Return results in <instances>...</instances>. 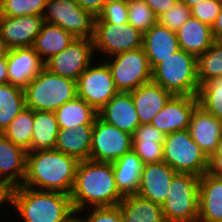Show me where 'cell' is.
<instances>
[{
  "label": "cell",
  "instance_id": "6da1fadb",
  "mask_svg": "<svg viewBox=\"0 0 222 222\" xmlns=\"http://www.w3.org/2000/svg\"><path fill=\"white\" fill-rule=\"evenodd\" d=\"M70 198L76 214L90 207L118 206L124 196L116 186L112 163L79 161Z\"/></svg>",
  "mask_w": 222,
  "mask_h": 222
},
{
  "label": "cell",
  "instance_id": "7a4b0ae2",
  "mask_svg": "<svg viewBox=\"0 0 222 222\" xmlns=\"http://www.w3.org/2000/svg\"><path fill=\"white\" fill-rule=\"evenodd\" d=\"M9 207L14 209L11 218L18 219L14 222H73L77 218L70 195L23 185L9 190Z\"/></svg>",
  "mask_w": 222,
  "mask_h": 222
},
{
  "label": "cell",
  "instance_id": "3957f363",
  "mask_svg": "<svg viewBox=\"0 0 222 222\" xmlns=\"http://www.w3.org/2000/svg\"><path fill=\"white\" fill-rule=\"evenodd\" d=\"M79 161L55 149L26 154V175L22 183L28 188L71 194Z\"/></svg>",
  "mask_w": 222,
  "mask_h": 222
},
{
  "label": "cell",
  "instance_id": "277c9868",
  "mask_svg": "<svg viewBox=\"0 0 222 222\" xmlns=\"http://www.w3.org/2000/svg\"><path fill=\"white\" fill-rule=\"evenodd\" d=\"M23 91L27 108L55 112L63 104L77 97V83L43 67Z\"/></svg>",
  "mask_w": 222,
  "mask_h": 222
},
{
  "label": "cell",
  "instance_id": "5b68a950",
  "mask_svg": "<svg viewBox=\"0 0 222 222\" xmlns=\"http://www.w3.org/2000/svg\"><path fill=\"white\" fill-rule=\"evenodd\" d=\"M152 81L172 95L197 97V57L180 49L152 69Z\"/></svg>",
  "mask_w": 222,
  "mask_h": 222
},
{
  "label": "cell",
  "instance_id": "8992f818",
  "mask_svg": "<svg viewBox=\"0 0 222 222\" xmlns=\"http://www.w3.org/2000/svg\"><path fill=\"white\" fill-rule=\"evenodd\" d=\"M199 178L191 173H177L173 177L161 205L167 222H198Z\"/></svg>",
  "mask_w": 222,
  "mask_h": 222
},
{
  "label": "cell",
  "instance_id": "52a82bcc",
  "mask_svg": "<svg viewBox=\"0 0 222 222\" xmlns=\"http://www.w3.org/2000/svg\"><path fill=\"white\" fill-rule=\"evenodd\" d=\"M163 162L177 173H191L199 177L208 169V157L191 138L188 129L166 135L163 142Z\"/></svg>",
  "mask_w": 222,
  "mask_h": 222
},
{
  "label": "cell",
  "instance_id": "ba28073f",
  "mask_svg": "<svg viewBox=\"0 0 222 222\" xmlns=\"http://www.w3.org/2000/svg\"><path fill=\"white\" fill-rule=\"evenodd\" d=\"M118 91L131 92L152 81V69L143 47L103 59Z\"/></svg>",
  "mask_w": 222,
  "mask_h": 222
},
{
  "label": "cell",
  "instance_id": "9c48e42d",
  "mask_svg": "<svg viewBox=\"0 0 222 222\" xmlns=\"http://www.w3.org/2000/svg\"><path fill=\"white\" fill-rule=\"evenodd\" d=\"M142 41L143 34L129 23L114 24L95 21L93 46L96 59L103 60L141 48Z\"/></svg>",
  "mask_w": 222,
  "mask_h": 222
},
{
  "label": "cell",
  "instance_id": "30bf717a",
  "mask_svg": "<svg viewBox=\"0 0 222 222\" xmlns=\"http://www.w3.org/2000/svg\"><path fill=\"white\" fill-rule=\"evenodd\" d=\"M45 22L59 25L76 39H93L95 16L75 0H47L42 15Z\"/></svg>",
  "mask_w": 222,
  "mask_h": 222
},
{
  "label": "cell",
  "instance_id": "8fae6325",
  "mask_svg": "<svg viewBox=\"0 0 222 222\" xmlns=\"http://www.w3.org/2000/svg\"><path fill=\"white\" fill-rule=\"evenodd\" d=\"M76 83L77 97L83 99L97 112L119 92L107 63L102 59H95L79 76Z\"/></svg>",
  "mask_w": 222,
  "mask_h": 222
},
{
  "label": "cell",
  "instance_id": "7c38bea8",
  "mask_svg": "<svg viewBox=\"0 0 222 222\" xmlns=\"http://www.w3.org/2000/svg\"><path fill=\"white\" fill-rule=\"evenodd\" d=\"M132 143V135L97 116L93 126L90 159L113 163L132 150Z\"/></svg>",
  "mask_w": 222,
  "mask_h": 222
},
{
  "label": "cell",
  "instance_id": "4fadbf2b",
  "mask_svg": "<svg viewBox=\"0 0 222 222\" xmlns=\"http://www.w3.org/2000/svg\"><path fill=\"white\" fill-rule=\"evenodd\" d=\"M95 59L93 39L75 38L63 51L46 61L44 67L61 77L77 81Z\"/></svg>",
  "mask_w": 222,
  "mask_h": 222
},
{
  "label": "cell",
  "instance_id": "5bb4252c",
  "mask_svg": "<svg viewBox=\"0 0 222 222\" xmlns=\"http://www.w3.org/2000/svg\"><path fill=\"white\" fill-rule=\"evenodd\" d=\"M197 105L198 99L195 96L172 95L150 124L165 135L188 129Z\"/></svg>",
  "mask_w": 222,
  "mask_h": 222
},
{
  "label": "cell",
  "instance_id": "9a60e30c",
  "mask_svg": "<svg viewBox=\"0 0 222 222\" xmlns=\"http://www.w3.org/2000/svg\"><path fill=\"white\" fill-rule=\"evenodd\" d=\"M43 22V17L37 15H0V35L9 49L33 47Z\"/></svg>",
  "mask_w": 222,
  "mask_h": 222
},
{
  "label": "cell",
  "instance_id": "2e32d148",
  "mask_svg": "<svg viewBox=\"0 0 222 222\" xmlns=\"http://www.w3.org/2000/svg\"><path fill=\"white\" fill-rule=\"evenodd\" d=\"M177 174L162 162L144 164L137 194L153 203L162 205L169 193V186Z\"/></svg>",
  "mask_w": 222,
  "mask_h": 222
},
{
  "label": "cell",
  "instance_id": "e0dca14e",
  "mask_svg": "<svg viewBox=\"0 0 222 222\" xmlns=\"http://www.w3.org/2000/svg\"><path fill=\"white\" fill-rule=\"evenodd\" d=\"M26 154L27 151L0 133V184L9 190L21 186L25 179Z\"/></svg>",
  "mask_w": 222,
  "mask_h": 222
},
{
  "label": "cell",
  "instance_id": "ac0fdd59",
  "mask_svg": "<svg viewBox=\"0 0 222 222\" xmlns=\"http://www.w3.org/2000/svg\"><path fill=\"white\" fill-rule=\"evenodd\" d=\"M7 65L8 83L23 89L44 67L33 47L9 49Z\"/></svg>",
  "mask_w": 222,
  "mask_h": 222
},
{
  "label": "cell",
  "instance_id": "d6986e66",
  "mask_svg": "<svg viewBox=\"0 0 222 222\" xmlns=\"http://www.w3.org/2000/svg\"><path fill=\"white\" fill-rule=\"evenodd\" d=\"M98 116L116 128L133 135L140 125L130 92L119 91L99 112Z\"/></svg>",
  "mask_w": 222,
  "mask_h": 222
},
{
  "label": "cell",
  "instance_id": "ffe728a7",
  "mask_svg": "<svg viewBox=\"0 0 222 222\" xmlns=\"http://www.w3.org/2000/svg\"><path fill=\"white\" fill-rule=\"evenodd\" d=\"M188 130L191 138L209 158L222 137L220 119L197 105L192 112Z\"/></svg>",
  "mask_w": 222,
  "mask_h": 222
},
{
  "label": "cell",
  "instance_id": "44dd1931",
  "mask_svg": "<svg viewBox=\"0 0 222 222\" xmlns=\"http://www.w3.org/2000/svg\"><path fill=\"white\" fill-rule=\"evenodd\" d=\"M142 47L151 69L180 50L176 32L159 23L143 34Z\"/></svg>",
  "mask_w": 222,
  "mask_h": 222
},
{
  "label": "cell",
  "instance_id": "7402d4cb",
  "mask_svg": "<svg viewBox=\"0 0 222 222\" xmlns=\"http://www.w3.org/2000/svg\"><path fill=\"white\" fill-rule=\"evenodd\" d=\"M140 124H150L172 94L153 81L130 92Z\"/></svg>",
  "mask_w": 222,
  "mask_h": 222
},
{
  "label": "cell",
  "instance_id": "603a6c76",
  "mask_svg": "<svg viewBox=\"0 0 222 222\" xmlns=\"http://www.w3.org/2000/svg\"><path fill=\"white\" fill-rule=\"evenodd\" d=\"M198 222H222V179L207 172L199 178Z\"/></svg>",
  "mask_w": 222,
  "mask_h": 222
},
{
  "label": "cell",
  "instance_id": "cb8c5ba5",
  "mask_svg": "<svg viewBox=\"0 0 222 222\" xmlns=\"http://www.w3.org/2000/svg\"><path fill=\"white\" fill-rule=\"evenodd\" d=\"M176 36L180 49L196 57L207 51L214 42L211 26L193 16L176 31Z\"/></svg>",
  "mask_w": 222,
  "mask_h": 222
},
{
  "label": "cell",
  "instance_id": "d4e9b609",
  "mask_svg": "<svg viewBox=\"0 0 222 222\" xmlns=\"http://www.w3.org/2000/svg\"><path fill=\"white\" fill-rule=\"evenodd\" d=\"M94 125H78L76 128L59 129L54 149L76 158L90 159Z\"/></svg>",
  "mask_w": 222,
  "mask_h": 222
},
{
  "label": "cell",
  "instance_id": "484cf974",
  "mask_svg": "<svg viewBox=\"0 0 222 222\" xmlns=\"http://www.w3.org/2000/svg\"><path fill=\"white\" fill-rule=\"evenodd\" d=\"M166 135L151 124H140L132 135V150L143 164L163 161V142Z\"/></svg>",
  "mask_w": 222,
  "mask_h": 222
},
{
  "label": "cell",
  "instance_id": "4316f807",
  "mask_svg": "<svg viewBox=\"0 0 222 222\" xmlns=\"http://www.w3.org/2000/svg\"><path fill=\"white\" fill-rule=\"evenodd\" d=\"M143 165L133 150L112 163L116 186L123 196L137 194Z\"/></svg>",
  "mask_w": 222,
  "mask_h": 222
},
{
  "label": "cell",
  "instance_id": "83f0119b",
  "mask_svg": "<svg viewBox=\"0 0 222 222\" xmlns=\"http://www.w3.org/2000/svg\"><path fill=\"white\" fill-rule=\"evenodd\" d=\"M74 39L69 32L59 25L44 21L34 42L33 49L39 55L41 61L45 63L68 47Z\"/></svg>",
  "mask_w": 222,
  "mask_h": 222
},
{
  "label": "cell",
  "instance_id": "f1b7e54d",
  "mask_svg": "<svg viewBox=\"0 0 222 222\" xmlns=\"http://www.w3.org/2000/svg\"><path fill=\"white\" fill-rule=\"evenodd\" d=\"M118 206L124 222H167L161 205L138 194L124 196Z\"/></svg>",
  "mask_w": 222,
  "mask_h": 222
},
{
  "label": "cell",
  "instance_id": "f546056e",
  "mask_svg": "<svg viewBox=\"0 0 222 222\" xmlns=\"http://www.w3.org/2000/svg\"><path fill=\"white\" fill-rule=\"evenodd\" d=\"M59 129L76 128L78 125H94L98 112L83 99L76 97L55 112Z\"/></svg>",
  "mask_w": 222,
  "mask_h": 222
},
{
  "label": "cell",
  "instance_id": "4dcf8cb0",
  "mask_svg": "<svg viewBox=\"0 0 222 222\" xmlns=\"http://www.w3.org/2000/svg\"><path fill=\"white\" fill-rule=\"evenodd\" d=\"M31 151L54 149L59 131L55 113L34 111Z\"/></svg>",
  "mask_w": 222,
  "mask_h": 222
},
{
  "label": "cell",
  "instance_id": "1f68e13d",
  "mask_svg": "<svg viewBox=\"0 0 222 222\" xmlns=\"http://www.w3.org/2000/svg\"><path fill=\"white\" fill-rule=\"evenodd\" d=\"M26 108L23 88L0 84V133Z\"/></svg>",
  "mask_w": 222,
  "mask_h": 222
},
{
  "label": "cell",
  "instance_id": "d6a6232c",
  "mask_svg": "<svg viewBox=\"0 0 222 222\" xmlns=\"http://www.w3.org/2000/svg\"><path fill=\"white\" fill-rule=\"evenodd\" d=\"M34 110L25 108L3 131V135L25 151H31Z\"/></svg>",
  "mask_w": 222,
  "mask_h": 222
},
{
  "label": "cell",
  "instance_id": "836d02e7",
  "mask_svg": "<svg viewBox=\"0 0 222 222\" xmlns=\"http://www.w3.org/2000/svg\"><path fill=\"white\" fill-rule=\"evenodd\" d=\"M199 84L222 77V42L214 41L212 46L197 57Z\"/></svg>",
  "mask_w": 222,
  "mask_h": 222
},
{
  "label": "cell",
  "instance_id": "e575fe53",
  "mask_svg": "<svg viewBox=\"0 0 222 222\" xmlns=\"http://www.w3.org/2000/svg\"><path fill=\"white\" fill-rule=\"evenodd\" d=\"M197 99L198 105L205 111L222 119V77L201 84Z\"/></svg>",
  "mask_w": 222,
  "mask_h": 222
},
{
  "label": "cell",
  "instance_id": "d590c367",
  "mask_svg": "<svg viewBox=\"0 0 222 222\" xmlns=\"http://www.w3.org/2000/svg\"><path fill=\"white\" fill-rule=\"evenodd\" d=\"M128 23L144 34L158 23V17L143 0H128Z\"/></svg>",
  "mask_w": 222,
  "mask_h": 222
},
{
  "label": "cell",
  "instance_id": "8d00e7d4",
  "mask_svg": "<svg viewBox=\"0 0 222 222\" xmlns=\"http://www.w3.org/2000/svg\"><path fill=\"white\" fill-rule=\"evenodd\" d=\"M47 0H0V15L19 17L42 16Z\"/></svg>",
  "mask_w": 222,
  "mask_h": 222
},
{
  "label": "cell",
  "instance_id": "74e56055",
  "mask_svg": "<svg viewBox=\"0 0 222 222\" xmlns=\"http://www.w3.org/2000/svg\"><path fill=\"white\" fill-rule=\"evenodd\" d=\"M80 222H124L119 206L90 207L77 213Z\"/></svg>",
  "mask_w": 222,
  "mask_h": 222
},
{
  "label": "cell",
  "instance_id": "f35d334b",
  "mask_svg": "<svg viewBox=\"0 0 222 222\" xmlns=\"http://www.w3.org/2000/svg\"><path fill=\"white\" fill-rule=\"evenodd\" d=\"M190 16L191 9L177 0L173 6L158 17V23L176 32Z\"/></svg>",
  "mask_w": 222,
  "mask_h": 222
},
{
  "label": "cell",
  "instance_id": "ab89813d",
  "mask_svg": "<svg viewBox=\"0 0 222 222\" xmlns=\"http://www.w3.org/2000/svg\"><path fill=\"white\" fill-rule=\"evenodd\" d=\"M95 21L114 24L128 23L127 1H113L104 4L102 12L95 18Z\"/></svg>",
  "mask_w": 222,
  "mask_h": 222
},
{
  "label": "cell",
  "instance_id": "60d3db41",
  "mask_svg": "<svg viewBox=\"0 0 222 222\" xmlns=\"http://www.w3.org/2000/svg\"><path fill=\"white\" fill-rule=\"evenodd\" d=\"M222 0H204L191 8V16L212 26L220 12Z\"/></svg>",
  "mask_w": 222,
  "mask_h": 222
},
{
  "label": "cell",
  "instance_id": "b9f144b4",
  "mask_svg": "<svg viewBox=\"0 0 222 222\" xmlns=\"http://www.w3.org/2000/svg\"><path fill=\"white\" fill-rule=\"evenodd\" d=\"M152 9L153 13L159 17L166 12L177 0H143Z\"/></svg>",
  "mask_w": 222,
  "mask_h": 222
},
{
  "label": "cell",
  "instance_id": "7bdbcfd3",
  "mask_svg": "<svg viewBox=\"0 0 222 222\" xmlns=\"http://www.w3.org/2000/svg\"><path fill=\"white\" fill-rule=\"evenodd\" d=\"M77 4L84 10L91 12L97 17L103 10V0H75Z\"/></svg>",
  "mask_w": 222,
  "mask_h": 222
},
{
  "label": "cell",
  "instance_id": "ee69618b",
  "mask_svg": "<svg viewBox=\"0 0 222 222\" xmlns=\"http://www.w3.org/2000/svg\"><path fill=\"white\" fill-rule=\"evenodd\" d=\"M207 173L222 179V156H210L208 158Z\"/></svg>",
  "mask_w": 222,
  "mask_h": 222
},
{
  "label": "cell",
  "instance_id": "f6af8a7d",
  "mask_svg": "<svg viewBox=\"0 0 222 222\" xmlns=\"http://www.w3.org/2000/svg\"><path fill=\"white\" fill-rule=\"evenodd\" d=\"M5 206L9 210V189L5 185L0 184V214H1L0 220H2V218L4 219V217L2 215L3 212L7 213V214H4L5 216L6 215L9 216V214H10V212H7Z\"/></svg>",
  "mask_w": 222,
  "mask_h": 222
},
{
  "label": "cell",
  "instance_id": "bcb514c9",
  "mask_svg": "<svg viewBox=\"0 0 222 222\" xmlns=\"http://www.w3.org/2000/svg\"><path fill=\"white\" fill-rule=\"evenodd\" d=\"M211 28L214 41L222 42V6Z\"/></svg>",
  "mask_w": 222,
  "mask_h": 222
},
{
  "label": "cell",
  "instance_id": "7dc6e473",
  "mask_svg": "<svg viewBox=\"0 0 222 222\" xmlns=\"http://www.w3.org/2000/svg\"><path fill=\"white\" fill-rule=\"evenodd\" d=\"M8 83L7 56L0 59V84Z\"/></svg>",
  "mask_w": 222,
  "mask_h": 222
},
{
  "label": "cell",
  "instance_id": "c3c4849f",
  "mask_svg": "<svg viewBox=\"0 0 222 222\" xmlns=\"http://www.w3.org/2000/svg\"><path fill=\"white\" fill-rule=\"evenodd\" d=\"M9 48L7 47L5 41L2 39L0 35V59L4 58L8 55Z\"/></svg>",
  "mask_w": 222,
  "mask_h": 222
},
{
  "label": "cell",
  "instance_id": "681fc988",
  "mask_svg": "<svg viewBox=\"0 0 222 222\" xmlns=\"http://www.w3.org/2000/svg\"><path fill=\"white\" fill-rule=\"evenodd\" d=\"M186 4L190 9L204 0H178Z\"/></svg>",
  "mask_w": 222,
  "mask_h": 222
},
{
  "label": "cell",
  "instance_id": "f907efd6",
  "mask_svg": "<svg viewBox=\"0 0 222 222\" xmlns=\"http://www.w3.org/2000/svg\"><path fill=\"white\" fill-rule=\"evenodd\" d=\"M211 156H222V137L217 144L215 152Z\"/></svg>",
  "mask_w": 222,
  "mask_h": 222
},
{
  "label": "cell",
  "instance_id": "816d5d0a",
  "mask_svg": "<svg viewBox=\"0 0 222 222\" xmlns=\"http://www.w3.org/2000/svg\"><path fill=\"white\" fill-rule=\"evenodd\" d=\"M113 1H128V0H103V3L106 4Z\"/></svg>",
  "mask_w": 222,
  "mask_h": 222
},
{
  "label": "cell",
  "instance_id": "f5cc1de1",
  "mask_svg": "<svg viewBox=\"0 0 222 222\" xmlns=\"http://www.w3.org/2000/svg\"><path fill=\"white\" fill-rule=\"evenodd\" d=\"M220 125H221V133H222V119H220Z\"/></svg>",
  "mask_w": 222,
  "mask_h": 222
},
{
  "label": "cell",
  "instance_id": "db71d44e",
  "mask_svg": "<svg viewBox=\"0 0 222 222\" xmlns=\"http://www.w3.org/2000/svg\"><path fill=\"white\" fill-rule=\"evenodd\" d=\"M73 222H80L77 218Z\"/></svg>",
  "mask_w": 222,
  "mask_h": 222
}]
</instances>
